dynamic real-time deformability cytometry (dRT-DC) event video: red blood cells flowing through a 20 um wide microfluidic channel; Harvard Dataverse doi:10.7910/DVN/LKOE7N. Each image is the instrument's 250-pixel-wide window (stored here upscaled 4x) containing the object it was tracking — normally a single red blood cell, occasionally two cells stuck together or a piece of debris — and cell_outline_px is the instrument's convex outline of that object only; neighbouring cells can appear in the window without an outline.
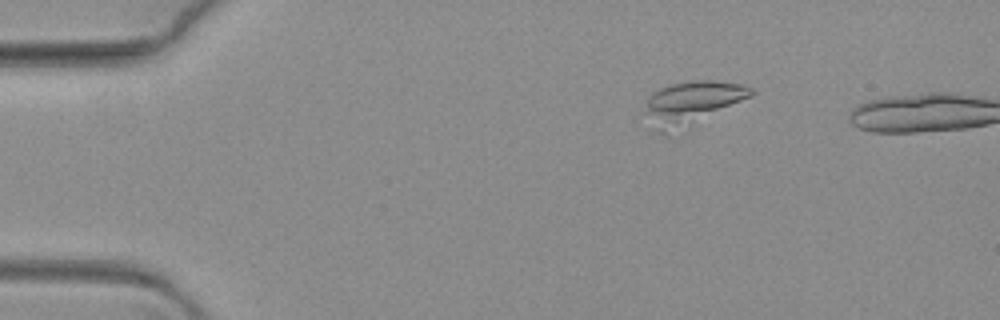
{"species": "common noctule bat (a hibernating species)", "species_latin": "Nyctalus noctula", "temperature_condition": "warm", "stored_images_in_passage": 3, "camera_frame_rate_fps": 3000, "um_per_image_px": 0.085, "animal": {"sex": "female", "body_mass_g": 19.3, "forearm_length_mm": 54.1}, "frame": {"image": 1, "passage_image": 1, "time_ms": 0.0, "image_size_px": [1000, 320], "cell_outline_px": [[756, 92], [752, 96], [668, 136], [664, 136], [660, 132], [648, 108], [648, 96], [652, 92], [660, 88], [672, 84], [692, 80], [712, 80], [740, 84], [752, 88]], "centroid_in_image_um": [58.9, 8.72], "position_along_channel_um": 26.1, "area_um2": 25.89}}